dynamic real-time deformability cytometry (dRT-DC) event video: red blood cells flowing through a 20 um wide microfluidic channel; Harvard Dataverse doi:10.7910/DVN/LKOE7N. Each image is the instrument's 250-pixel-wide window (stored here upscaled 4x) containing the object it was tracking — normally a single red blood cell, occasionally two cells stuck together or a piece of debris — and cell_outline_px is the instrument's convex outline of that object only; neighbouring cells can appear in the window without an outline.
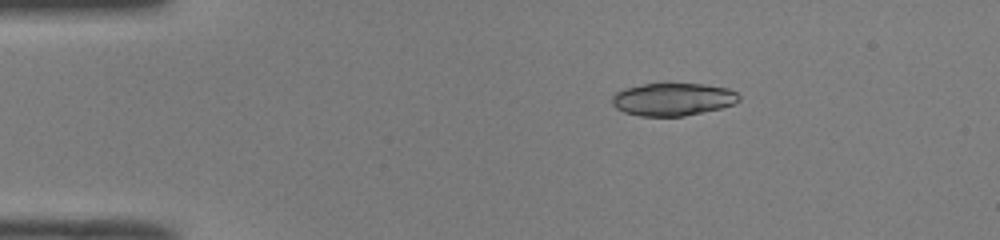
{"species": "common noctule bat (a hibernating species)", "species_latin": "Nyctalus noctula", "temperature_condition": "room temperature", "stored_images_in_passage": 42, "camera_frame_rate_fps": 3000, "um_per_image_px": 0.085, "animal": {"sex": "male", "body_mass_g": 19.0, "forearm_length_mm": 50.8}, "frame": {"image": 1, "passage_image": 1, "time_ms": 0.0, "image_size_px": [1000, 240], "cell_outline_px": [[740, 100], [736, 104], [720, 108], [684, 116], [640, 116], [624, 112], [616, 108], [612, 104], [612, 96], [616, 92], [624, 88], [664, 80], [704, 84], [728, 88], [736, 92], [740, 96]], "centroid_in_image_um": [57.2, 8.39], "position_along_channel_um": 27.8, "area_um2": 25.09}}
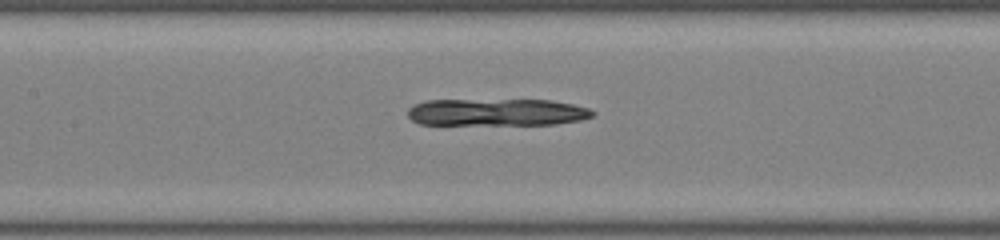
{"frame": {"image": 2, "passage_image": 16, "time_ms": 5.0, "image_size_px": [1000, 240], "cell_outline_px": [[596, 112], [592, 116], [580, 120], [556, 124], [420, 124], [412, 120], [408, 116], [408, 108], [412, 104], [424, 100], [552, 100], [572, 104], [588, 108]], "centroid_in_image_um": [42.2, 9.53], "position_along_channel_um": 165.2, "area_um2": 29.25}}
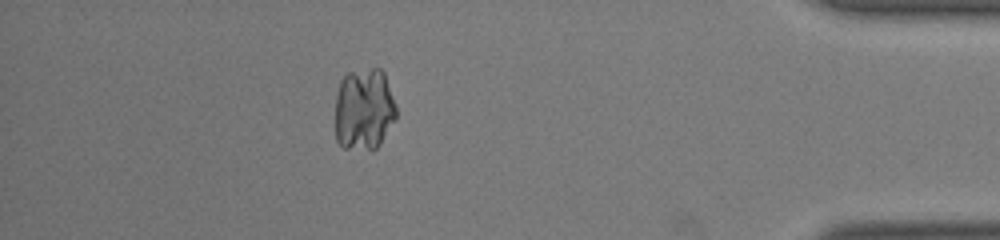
{"frame": {"image": 3, "passage_image": 37, "time_ms": 12.0, "image_size_px": [1000, 240], "cell_outline_px": [[396, 120], [380, 144], [376, 148], [344, 148], [336, 140], [336, 96], [340, 80], [348, 72], [372, 68], [380, 68], [384, 72], [396, 104]], "centroid_in_image_um": [30.95, 9.27], "position_along_channel_um": 404.2, "area_um2": 29.36}}